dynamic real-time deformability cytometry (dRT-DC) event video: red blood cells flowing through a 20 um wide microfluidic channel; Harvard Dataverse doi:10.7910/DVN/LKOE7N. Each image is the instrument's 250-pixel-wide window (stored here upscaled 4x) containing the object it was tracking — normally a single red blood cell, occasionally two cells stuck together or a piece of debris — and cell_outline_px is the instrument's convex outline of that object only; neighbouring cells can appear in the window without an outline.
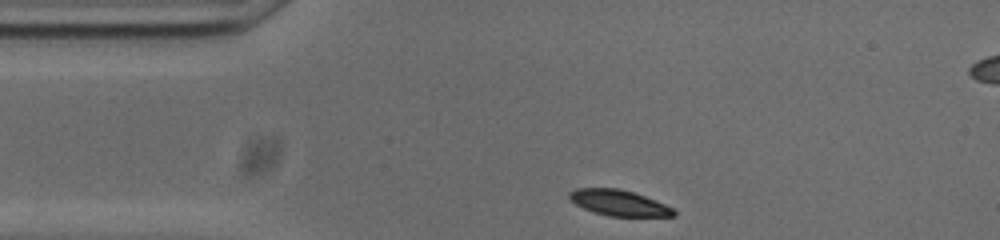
{"species": "common noctule bat (a hibernating species)", "species_latin": "Nyctalus noctula", "temperature_condition": "cold", "stored_images_in_passage": 35, "camera_frame_rate_fps": 3000, "um_per_image_px": 0.085, "animal": {"sex": "male", "body_mass_g": 20.0, "forearm_length_mm": 53.3}, "frame": {"image": 1, "passage_image": 1, "time_ms": 0.0, "image_size_px": [1000, 240], "cell_outline_px": [[676, 216], [608, 216], [584, 208], [568, 200], [568, 192], [576, 188], [616, 188], [632, 192], [644, 196], [664, 204], [672, 208], [676, 212]], "centroid_in_image_um": [52.56, 17.24], "position_along_channel_um": 32.4, "area_um2": 15.49}}
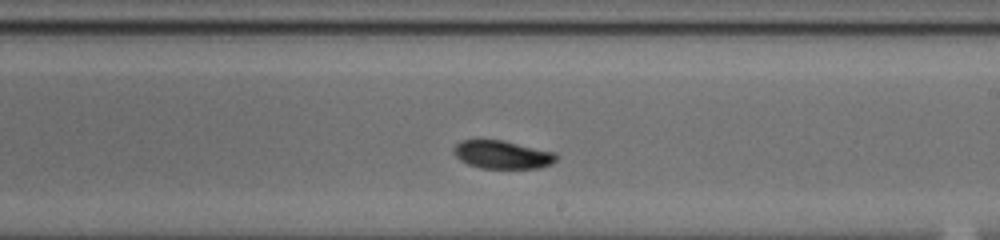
{"frame": {"image": 2, "passage_image": 21, "time_ms": 6.667, "image_size_px": [1000, 240], "cell_outline_px": [[556, 160], [552, 164], [540, 168], [480, 168], [468, 164], [460, 160], [452, 152], [452, 148], [460, 140], [504, 140], [556, 152]], "centroid_in_image_um": [42.69, 13.14], "position_along_channel_um": 246.3, "area_um2": 16.99}}
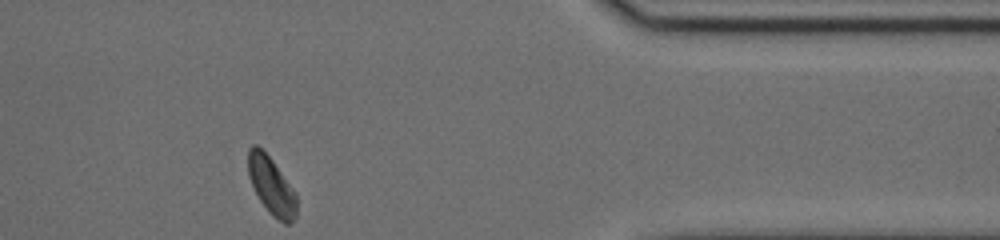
{"frame": {"image": 3, "passage_image": 35, "time_ms": 11.333, "image_size_px": [1000, 240], "cell_outline_px": [[296, 216], [288, 224], [284, 224], [272, 216], [260, 200], [248, 176], [248, 148], [252, 144], [256, 144], [272, 160], [296, 192]], "centroid_in_image_um": [23.07, 15.79], "position_along_channel_um": 388.3, "area_um2": 16.13}, "authors_computed_cell_mechanics": {"area_um2": 17.1088, "velocity_mm_per_s": 3.6906, "shape_relaxation_time_tau1_ms": 2.0973, "shape_relaxation_time_tau2_ms": null, "deformation_change_tau1": 0.0857, "deformation_change_tau2": null}}